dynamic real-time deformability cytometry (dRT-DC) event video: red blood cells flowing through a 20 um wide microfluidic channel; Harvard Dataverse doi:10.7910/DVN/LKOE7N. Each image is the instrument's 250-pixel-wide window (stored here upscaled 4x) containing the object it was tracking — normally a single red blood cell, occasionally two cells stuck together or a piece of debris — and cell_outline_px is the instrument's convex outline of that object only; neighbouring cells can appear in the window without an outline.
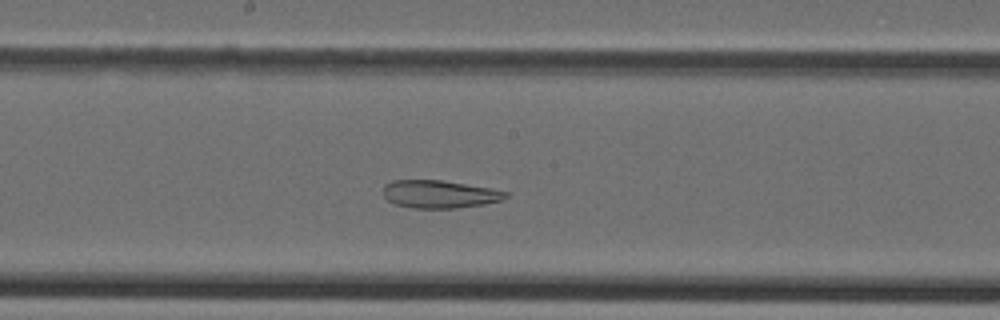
{"species": "Egyptian fruit bat (a non-hibernating species)", "species_latin": "Rousettus aegyptiacus", "temperature_condition": "cold", "stored_images_in_passage": 41, "camera_frame_rate_fps": 3000, "um_per_image_px": 0.085, "animal": {"sex": "female"}, "frame": {"image": 1, "passage_image": 20, "time_ms": 6.333, "image_size_px": [1000, 320], "cell_outline_px": [[508, 196], [504, 200], [484, 204], [456, 208], [412, 208], [396, 204], [388, 200], [384, 196], [384, 184], [392, 180], [440, 180], [488, 188], [508, 192]], "centroid_in_image_um": [37.35, 16.51], "position_along_channel_um": 210.9, "area_um2": 19.71}}
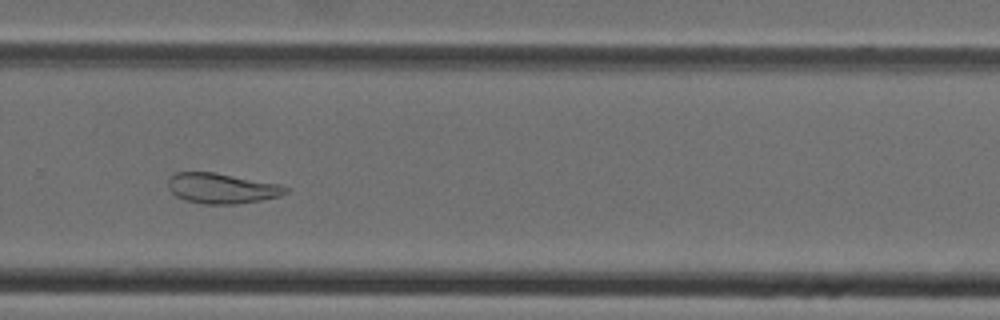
{"frame": {"image": 2, "passage_image": 27, "time_ms": 8.667, "image_size_px": [1000, 320], "cell_outline_px": [[288, 192], [280, 196], [260, 200], [236, 204], [204, 204], [184, 200], [176, 196], [168, 188], [168, 180], [176, 172], [216, 172], [280, 184], [288, 188]], "centroid_in_image_um": [18.85, 16.0], "position_along_channel_um": 310.9, "area_um2": 20.81}}
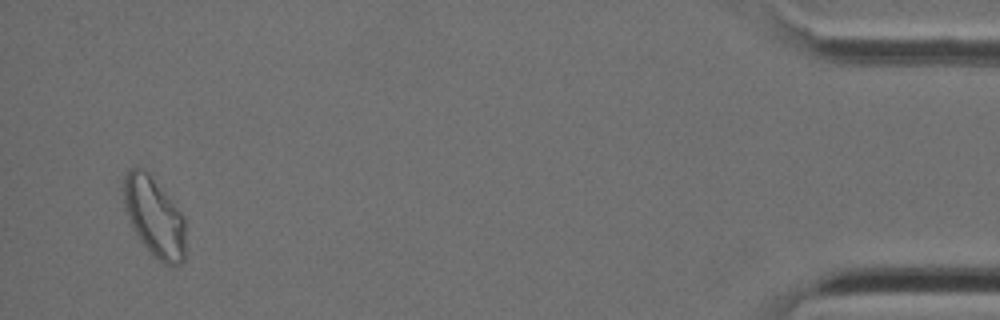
{"frame": {"image": 3, "passage_image": 40, "time_ms": 13.0, "image_size_px": [1000, 320], "cell_outline_px": [[184, 260], [176, 268], [172, 268], [164, 264], [140, 240], [132, 228], [124, 204], [124, 176], [132, 168], [140, 168], [152, 180], [184, 216]], "centroid_in_image_um": [13.12, 18.53], "position_along_channel_um": 422.1, "area_um2": 27.57}}